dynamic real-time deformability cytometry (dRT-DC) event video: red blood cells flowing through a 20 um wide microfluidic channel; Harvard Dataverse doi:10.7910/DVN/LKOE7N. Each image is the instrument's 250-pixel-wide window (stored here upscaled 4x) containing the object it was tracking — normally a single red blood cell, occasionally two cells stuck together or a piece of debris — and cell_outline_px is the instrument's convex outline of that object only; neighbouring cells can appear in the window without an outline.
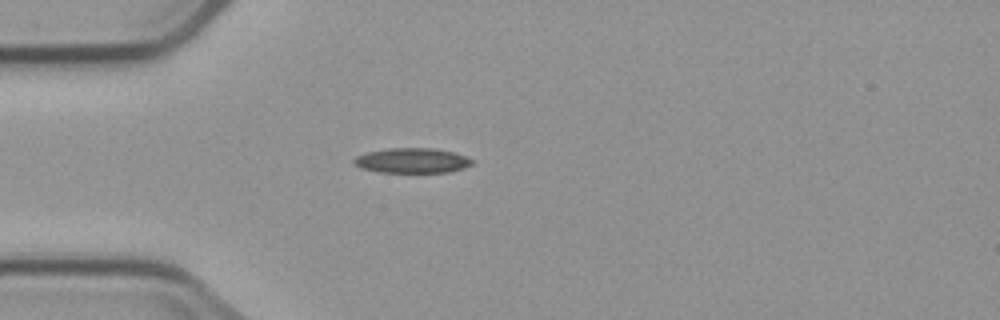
{"species": "common noctule bat (a hibernating species)", "species_latin": "Nyctalus noctula", "temperature_condition": "cold", "stored_images_in_passage": 2, "camera_frame_rate_fps": 3000, "um_per_image_px": 0.085, "animal": {"sex": "male", "body_mass_g": 23.1, "forearm_length_mm": 52.7}, "frame": {"image": 1, "passage_image": 2, "time_ms": 1.333, "image_size_px": [1000, 320], "cell_outline_px": [[472, 164], [464, 168], [448, 172], [380, 172], [360, 168], [352, 160], [356, 156], [368, 152], [388, 148], [436, 148], [456, 152], [472, 160]], "centroid_in_image_um": [35.03, 13.64], "position_along_channel_um": 50.0, "area_um2": 17.17}}